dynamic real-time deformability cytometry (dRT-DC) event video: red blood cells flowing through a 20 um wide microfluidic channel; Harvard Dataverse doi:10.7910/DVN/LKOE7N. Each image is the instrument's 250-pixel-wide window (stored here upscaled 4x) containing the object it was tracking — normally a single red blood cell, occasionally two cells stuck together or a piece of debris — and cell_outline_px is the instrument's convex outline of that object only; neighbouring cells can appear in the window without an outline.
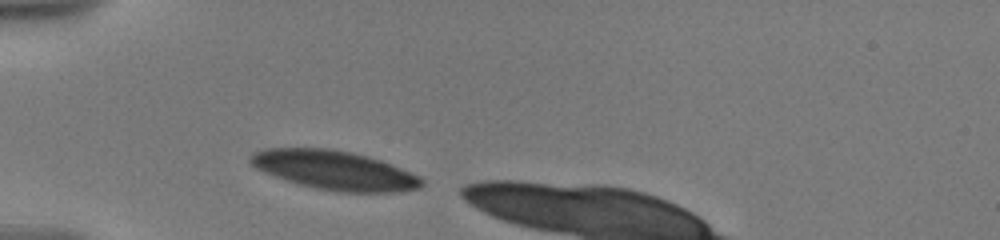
{"species": "human", "species_latin": "Homo sapiens", "temperature_condition": "warm", "stored_images_in_passage": 3, "camera_frame_rate_fps": 3000, "um_per_image_px": 0.085, "donor": {"sex": "male"}, "frame": {"image": 1, "passage_image": 1, "time_ms": 0.0, "image_size_px": [1000, 240], "cell_outline_px": [[424, 184], [420, 188], [400, 192], [340, 192], [316, 188], [284, 180], [264, 172], [256, 168], [248, 160], [248, 156], [264, 148], [332, 148], [352, 152], [368, 156], [380, 160], [420, 176], [424, 180]], "centroid_in_image_um": [28.43, 14.47], "position_along_channel_um": 56.6, "area_um2": 39.13}}